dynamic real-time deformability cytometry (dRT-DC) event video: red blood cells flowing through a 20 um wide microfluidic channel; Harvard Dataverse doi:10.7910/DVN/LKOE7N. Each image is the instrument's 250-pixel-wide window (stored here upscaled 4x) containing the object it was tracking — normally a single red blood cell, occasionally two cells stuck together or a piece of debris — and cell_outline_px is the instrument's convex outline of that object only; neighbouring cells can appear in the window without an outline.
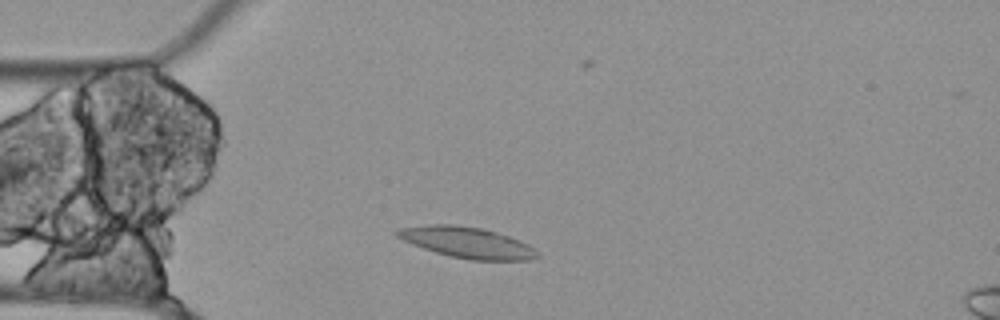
{"species": "Egyptian fruit bat (a non-hibernating species)", "species_latin": "Rousettus aegyptiacus", "temperature_condition": "cold", "stored_images_in_passage": 49, "segment_of_instrument_passage": [1, 2], "camera_frame_rate_fps": 3000, "um_per_image_px": 0.085, "animal": {"sex": "female"}, "frame": {"image": 1, "passage_image": 6, "time_ms": 1.667, "image_size_px": [1000, 320], "cell_outline_px": [[540, 256], [532, 260], [468, 260], [436, 252], [412, 244], [396, 236], [392, 232], [400, 228], [428, 224], [452, 224], [480, 228], [496, 232], [508, 236], [528, 244]], "centroid_in_image_um": [39.68, 20.61], "position_along_channel_um": 45.3, "area_um2": 25.03}}
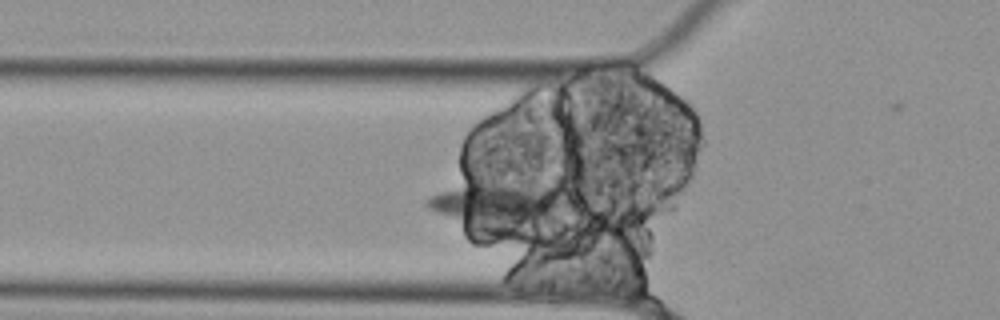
{"frame": {"image": 2, "passage_image": 10, "time_ms": 3.0, "image_size_px": [1000, 320], "cell_outline_px": [[572, 200], [564, 208], [504, 244], [436, 212], [428, 208], [424, 204], [424, 200], [440, 192], [472, 184], [548, 188], [572, 196]], "centroid_in_image_um": [42.37, 17.69], "position_along_channel_um": 83.4, "area_um2": 38.32}}